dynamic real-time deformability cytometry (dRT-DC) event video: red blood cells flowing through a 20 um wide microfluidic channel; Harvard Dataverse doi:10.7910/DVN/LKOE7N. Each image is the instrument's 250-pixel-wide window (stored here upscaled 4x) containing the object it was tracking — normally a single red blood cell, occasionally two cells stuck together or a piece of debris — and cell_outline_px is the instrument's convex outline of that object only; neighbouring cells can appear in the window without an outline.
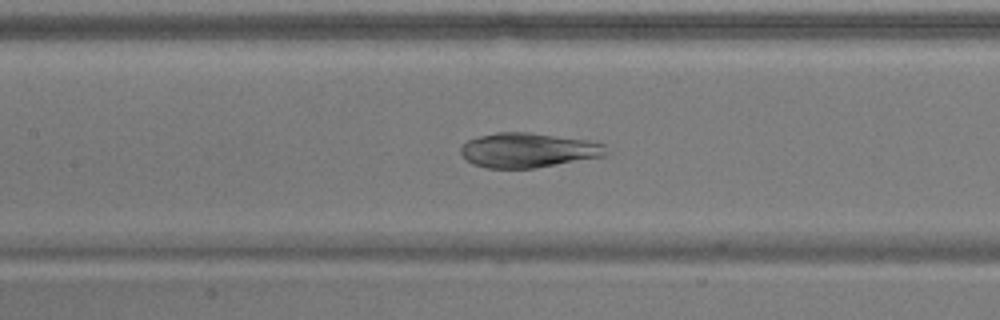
{"species": "common noctule bat (a hibernating species)", "species_latin": "Nyctalus noctula", "temperature_condition": "warm", "stored_images_in_passage": 21, "camera_frame_rate_fps": 3000, "um_per_image_px": 0.085, "animal": {"sex": "male", "body_mass_g": 17.9}, "frame": {"image": 1, "passage_image": 20, "time_ms": 6.333, "image_size_px": [1000, 320], "cell_outline_px": [[604, 156], [532, 168], [484, 168], [472, 164], [460, 152], [460, 148], [468, 140], [480, 136], [496, 132], [528, 132], [588, 140], [604, 144]], "centroid_in_image_um": [44.84, 12.76], "position_along_channel_um": 162.6, "area_um2": 28.96}}